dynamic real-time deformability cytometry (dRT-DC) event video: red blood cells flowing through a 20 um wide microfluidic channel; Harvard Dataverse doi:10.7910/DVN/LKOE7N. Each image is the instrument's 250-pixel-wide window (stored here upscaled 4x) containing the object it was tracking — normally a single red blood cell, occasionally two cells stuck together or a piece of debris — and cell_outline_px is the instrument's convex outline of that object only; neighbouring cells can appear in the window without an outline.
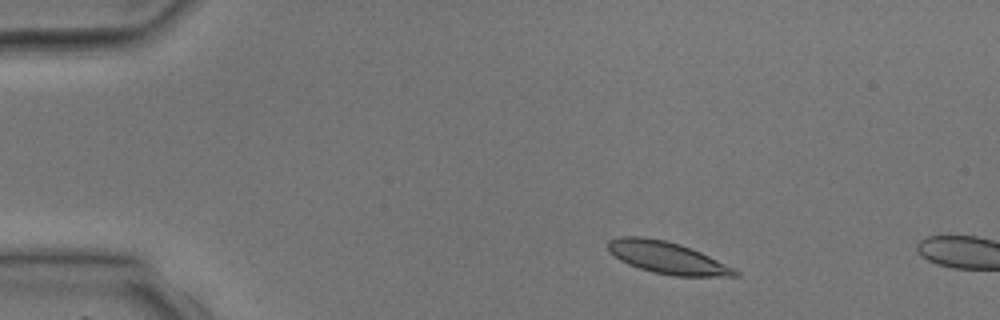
{"species": "common noctule bat (a hibernating species)", "species_latin": "Nyctalus noctula", "temperature_condition": "room temperature", "stored_images_in_passage": 2, "camera_frame_rate_fps": 3000, "um_per_image_px": 0.085, "animal": {"sex": "male", "body_mass_g": 17.9, "forearm_length_mm": 54.2}, "frame": {"image": 1, "passage_image": 1, "time_ms": 0.0, "image_size_px": [1000, 320], "cell_outline_px": [[740, 276], [676, 276], [652, 272], [628, 264], [620, 260], [608, 248], [608, 240], [620, 236], [644, 236], [664, 240], [680, 244], [700, 252], [740, 272]], "centroid_in_image_um": [56.68, 21.89], "position_along_channel_um": 28.3, "area_um2": 23.29}}